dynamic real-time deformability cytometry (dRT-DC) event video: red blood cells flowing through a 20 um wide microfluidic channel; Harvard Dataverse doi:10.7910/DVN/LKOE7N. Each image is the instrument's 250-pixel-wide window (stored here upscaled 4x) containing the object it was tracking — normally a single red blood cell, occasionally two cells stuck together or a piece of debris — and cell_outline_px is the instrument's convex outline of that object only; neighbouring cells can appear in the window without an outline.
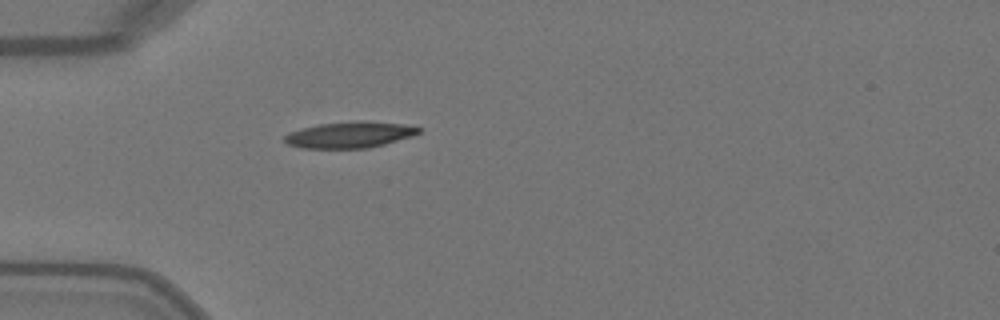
{"species": "Egyptian fruit bat (a non-hibernating species)", "species_latin": "Rousettus aegyptiacus", "temperature_condition": "warm", "stored_images_in_passage": 26, "camera_frame_rate_fps": 3000, "um_per_image_px": 0.085, "animal": {"sex": "female"}, "frame": {"image": 1, "passage_image": 1, "time_ms": 0.0, "image_size_px": [1000, 320], "cell_outline_px": [[424, 128], [420, 132], [412, 136], [384, 144], [368, 148], [304, 148], [288, 144], [284, 140], [284, 136], [288, 132], [320, 124], [364, 120], [404, 124]], "centroid_in_image_um": [29.77, 11.45], "position_along_channel_um": 55.2, "area_um2": 20.4}}
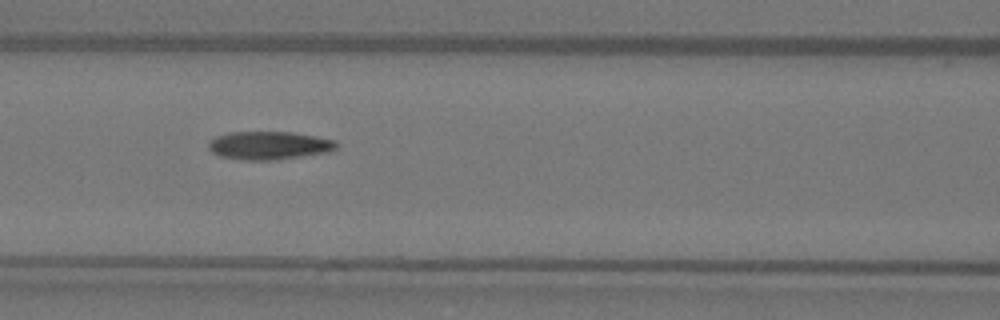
{"frame": {"image": 2, "passage_image": 8, "time_ms": 2.333, "image_size_px": [1000, 320], "cell_outline_px": [[340, 144], [336, 148], [328, 152], [276, 160], [244, 160], [220, 156], [212, 152], [208, 148], [208, 144], [216, 136], [228, 132], [292, 132], [336, 140]], "centroid_in_image_um": [22.88, 12.36], "position_along_channel_um": 143.7, "area_um2": 21.04}}
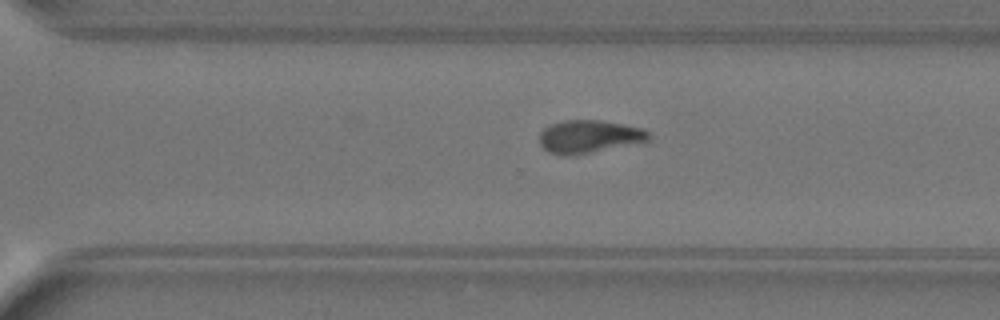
{"frame": {"image": 3, "passage_image": 21, "time_ms": 6.667, "image_size_px": [1000, 320], "cell_outline_px": [[652, 136], [648, 140], [568, 156], [548, 152], [540, 144], [540, 132], [548, 124], [560, 120], [600, 120], [644, 128]], "centroid_in_image_um": [50.02, 11.58], "position_along_channel_um": 320.6, "area_um2": 20.63}, "authors_computed_cell_mechanics": {"area_um2": 20.8947, "velocity_mm_per_s": 4.1003, "shape_relaxation_time_tau1_ms": 5.4937, "shape_relaxation_time_tau2_ms": 5.3876, "deformation_change_tau1": 0.2287, "deformation_change_tau2": 0.0811}}